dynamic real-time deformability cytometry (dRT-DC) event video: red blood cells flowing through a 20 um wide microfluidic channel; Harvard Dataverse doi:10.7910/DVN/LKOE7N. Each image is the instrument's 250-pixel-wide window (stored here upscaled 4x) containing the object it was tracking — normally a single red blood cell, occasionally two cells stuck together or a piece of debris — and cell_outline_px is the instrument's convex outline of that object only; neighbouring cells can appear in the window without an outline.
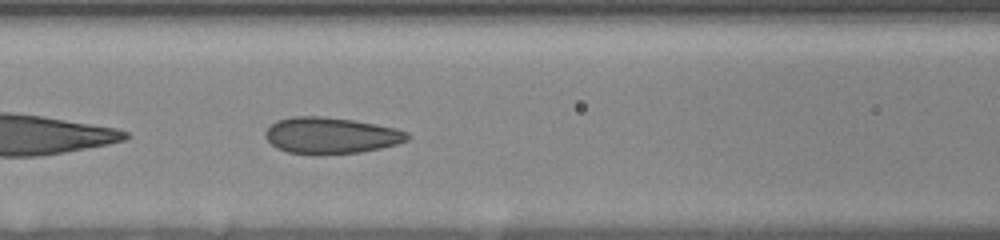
{"species": "human", "species_latin": "Homo sapiens", "temperature_condition": "room temperature", "stored_images_in_passage": 35, "camera_frame_rate_fps": 3000, "um_per_image_px": 0.085, "donor": {"sex": "female"}, "frame": {"image": 1, "passage_image": 10, "time_ms": 4.333, "image_size_px": [1000, 240], "cell_outline_px": [[412, 136], [408, 140], [396, 144], [380, 148], [360, 152], [320, 156], [316, 156], [288, 152], [276, 148], [264, 136], [264, 132], [276, 120], [292, 116], [324, 116], [352, 120], [376, 124], [396, 128], [408, 132]], "centroid_in_image_um": [28.12, 11.53], "position_along_channel_um": 138.5, "area_um2": 30.58}}
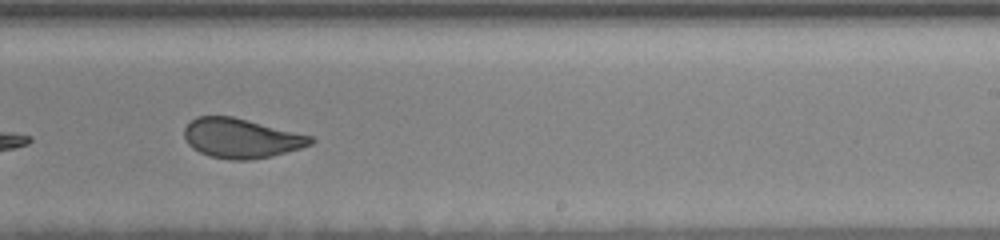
{"frame": {"image": 2, "passage_image": 17, "time_ms": 8.0, "image_size_px": [1000, 240], "cell_outline_px": [[316, 140], [312, 144], [300, 148], [268, 156], [248, 160], [228, 160], [208, 156], [192, 148], [188, 144], [184, 136], [184, 128], [196, 116], [232, 116], [312, 136]], "centroid_in_image_um": [20.47, 11.75], "position_along_channel_um": 268.5, "area_um2": 28.96}}
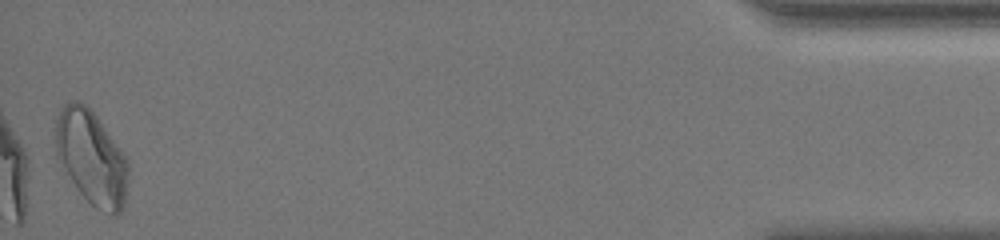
{"frame": {"image": 3, "passage_image": 35, "time_ms": 14.667, "image_size_px": [1000, 240], "cell_outline_px": [[128, 176], [124, 208], [120, 212], [112, 216], [96, 208], [80, 192], [56, 156], [56, 120], [64, 104], [68, 100], [76, 100], [84, 104], [96, 116], [128, 160]], "centroid_in_image_um": [7.79, 13.41], "position_along_channel_um": 427.4, "area_um2": 39.25}, "authors_computed_cell_mechanics": {"area_um2": 30.9808, "velocity_mm_per_s": 3.5556, "shape_relaxation_time_tau1_ms": 6.7614, "shape_relaxation_time_tau2_ms": 0.9642, "deformation_change_tau1": 0.14, "deformation_change_tau2": 0.065}}